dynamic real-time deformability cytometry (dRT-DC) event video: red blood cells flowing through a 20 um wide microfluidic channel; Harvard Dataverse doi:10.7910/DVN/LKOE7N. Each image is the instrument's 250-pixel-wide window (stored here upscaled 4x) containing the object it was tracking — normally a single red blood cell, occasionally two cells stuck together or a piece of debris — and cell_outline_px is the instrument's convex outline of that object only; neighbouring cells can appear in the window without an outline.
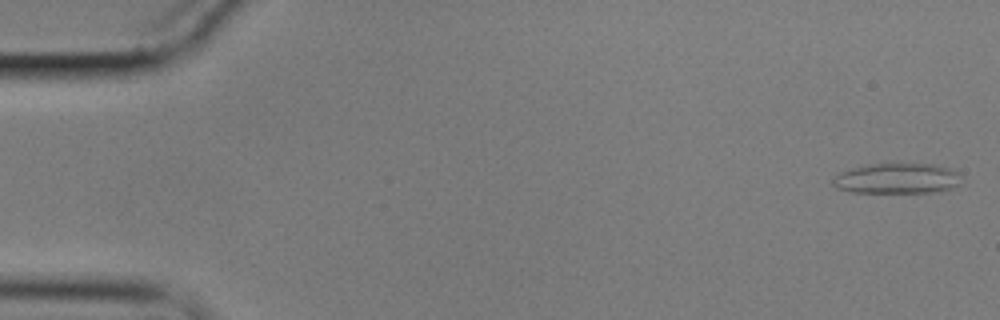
{"species": "common noctule bat (a hibernating species)", "species_latin": "Nyctalus noctula", "temperature_condition": "cold", "stored_images_in_passage": 59, "camera_frame_rate_fps": 3000, "um_per_image_px": 0.085, "animal": {"sex": "male", "body_mass_g": 17.9}, "frame": {"image": 1, "passage_image": 2, "time_ms": 0.333, "image_size_px": [1000, 320], "cell_outline_px": [[960, 172], [956, 184], [952, 188], [932, 192], [852, 192], [836, 188], [832, 184], [832, 176], [840, 172], [852, 168], [868, 164], [932, 164], [952, 168]], "centroid_in_image_um": [76.19, 15.16], "position_along_channel_um": 8.8, "area_um2": 22.66}}
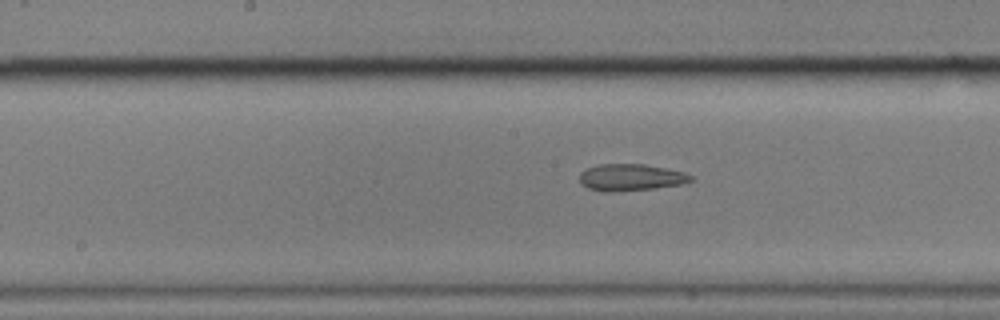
{"frame": {"image": 2, "passage_image": 30, "time_ms": 9.667, "image_size_px": [1000, 320], "cell_outline_px": [[692, 180], [680, 184], [652, 188], [612, 192], [604, 192], [588, 188], [580, 184], [580, 172], [584, 168], [600, 164], [644, 164], [684, 172], [692, 176]], "centroid_in_image_um": [53.54, 15.07], "position_along_channel_um": 194.7, "area_um2": 17.28}}
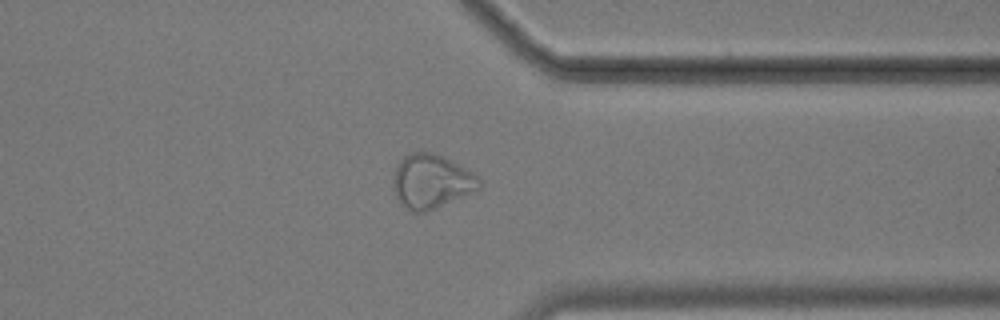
{"frame": {"image": 3, "passage_image": 46, "time_ms": 15.0, "image_size_px": [1000, 320], "cell_outline_px": [[480, 188], [424, 212], [412, 212], [400, 204], [396, 196], [392, 184], [392, 176], [396, 164], [404, 156], [420, 148], [444, 156], [452, 160], [472, 172], [480, 180]], "centroid_in_image_um": [36.59, 15.36], "position_along_channel_um": 374.8, "area_um2": 27.22}, "authors_computed_cell_mechanics": {"area_um2": 20.9814, "velocity_mm_per_s": 3.4429, "shape_relaxation_time_tau1_ms": null, "shape_relaxation_time_tau2_ms": 2.8373, "deformation_change_tau1": null, "deformation_change_tau2": 0.0999}}